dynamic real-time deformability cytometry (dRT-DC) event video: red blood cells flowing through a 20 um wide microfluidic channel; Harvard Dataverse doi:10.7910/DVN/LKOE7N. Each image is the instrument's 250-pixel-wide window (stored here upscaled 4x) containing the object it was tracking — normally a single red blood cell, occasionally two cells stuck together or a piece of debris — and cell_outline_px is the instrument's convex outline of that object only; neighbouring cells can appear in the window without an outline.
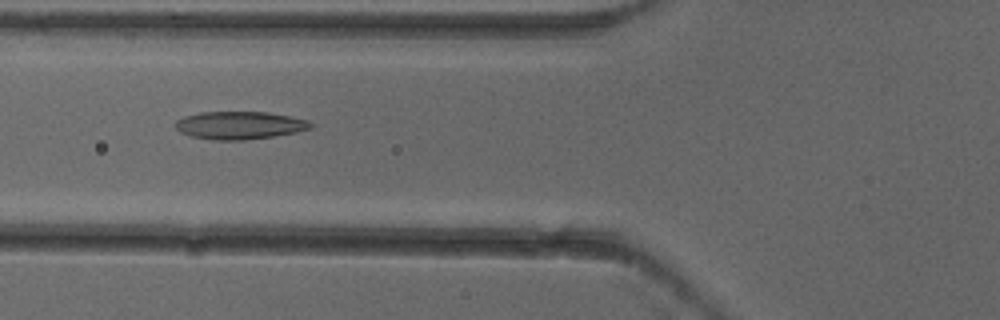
{"species": "common noctule bat (a hibernating species)", "species_latin": "Nyctalus noctula", "temperature_condition": "cold", "stored_images_in_passage": 5, "camera_frame_rate_fps": 3000, "um_per_image_px": 0.085, "animal": {"sex": "female"}, "frame": {"image": 1, "passage_image": 3, "time_ms": 0.667, "image_size_px": [1000, 320], "cell_outline_px": [[312, 128], [296, 132], [272, 136], [244, 140], [212, 140], [192, 136], [180, 132], [176, 128], [176, 120], [184, 116], [200, 112], [268, 112], [308, 120], [312, 124]], "centroid_in_image_um": [20.35, 10.65], "position_along_channel_um": 105.5, "area_um2": 21.79}}
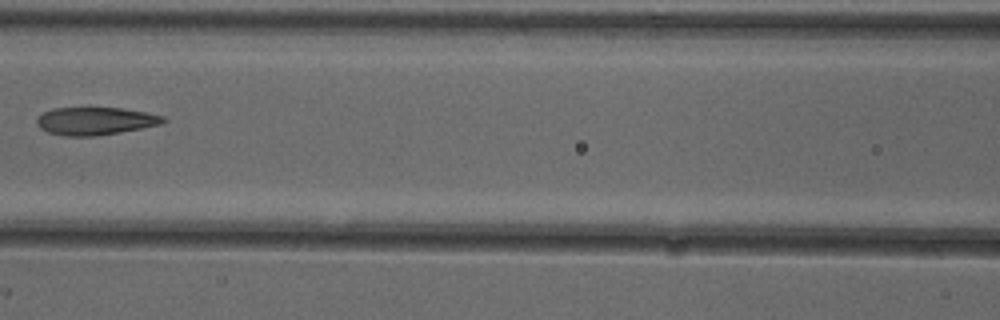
{"frame": {"image": 2, "passage_image": 4, "time_ms": 1.0, "image_size_px": [1000, 320], "cell_outline_px": [[168, 120], [160, 124], [120, 132], [96, 136], [68, 136], [48, 132], [40, 128], [36, 124], [36, 120], [44, 112], [52, 108], [124, 108], [164, 116]], "centroid_in_image_um": [8.1, 10.28], "position_along_channel_um": 158.5, "area_um2": 20.29}}
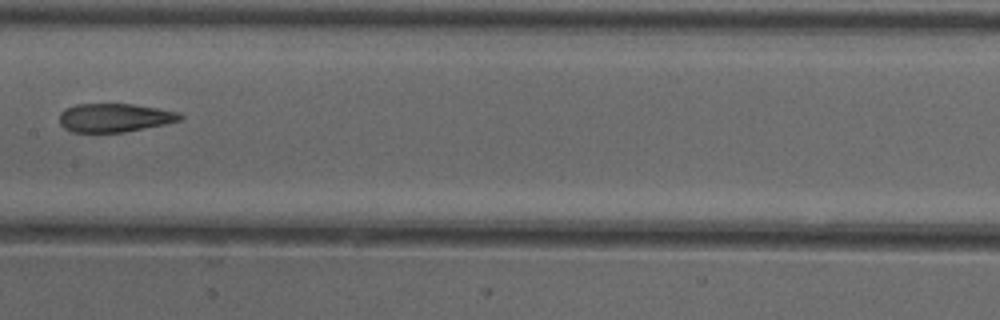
{"frame": {"image": 3, "passage_image": 5, "time_ms": 1.333, "image_size_px": [1000, 320], "cell_outline_px": [[184, 116], [180, 120], [164, 124], [124, 132], [72, 132], [64, 128], [60, 124], [60, 112], [64, 108], [76, 104], [132, 104], [156, 108], [176, 112]], "centroid_in_image_um": [9.68, 10.0], "position_along_channel_um": 197.7, "area_um2": 19.94}}